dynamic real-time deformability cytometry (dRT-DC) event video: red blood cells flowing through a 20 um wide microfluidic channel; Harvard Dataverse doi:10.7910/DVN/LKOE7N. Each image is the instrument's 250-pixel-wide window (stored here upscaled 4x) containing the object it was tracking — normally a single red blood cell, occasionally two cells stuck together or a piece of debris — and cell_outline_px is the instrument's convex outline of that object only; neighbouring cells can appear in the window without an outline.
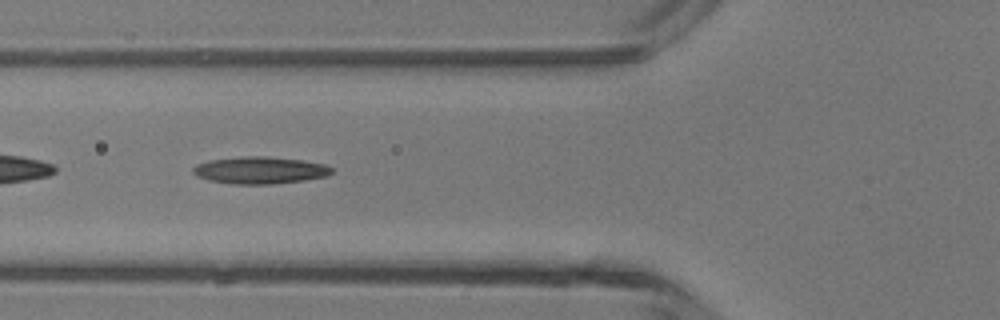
{"species": "common noctule bat (a hibernating species)", "species_latin": "Nyctalus noctula", "temperature_condition": "room temperature", "stored_images_in_passage": 43, "camera_frame_rate_fps": 3000, "um_per_image_px": 0.085, "animal": {"sex": "male", "body_mass_g": 13.3}, "frame": {"image": 1, "passage_image": 16, "time_ms": 5.0, "image_size_px": [1000, 320], "cell_outline_px": [[332, 172], [328, 176], [304, 180], [272, 184], [232, 184], [208, 180], [196, 176], [192, 172], [192, 168], [196, 164], [208, 160], [240, 156], [268, 156], [304, 160], [324, 164], [332, 168]], "centroid_in_image_um": [22.07, 14.46], "position_along_channel_um": 103.7, "area_um2": 22.14}}
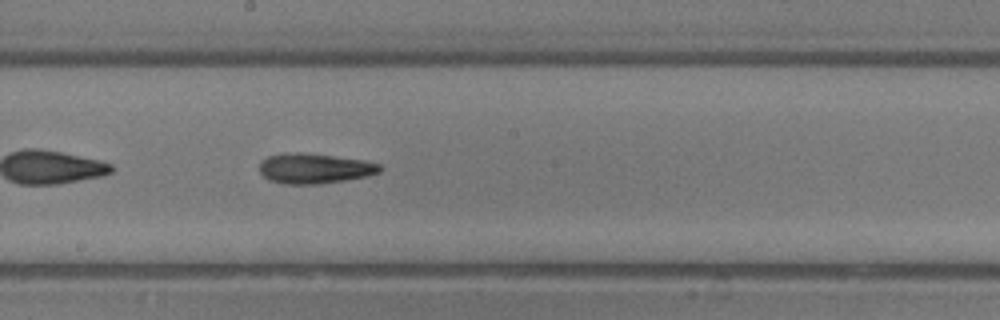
{"frame": {"image": 2, "passage_image": 24, "time_ms": 7.667, "image_size_px": [1000, 320], "cell_outline_px": [[384, 168], [380, 172], [368, 176], [344, 180], [316, 184], [284, 184], [268, 180], [260, 172], [260, 160], [268, 156], [284, 152], [300, 152], [368, 160], [380, 164]], "centroid_in_image_um": [26.75, 14.3], "position_along_channel_um": 221.5, "area_um2": 21.44}}
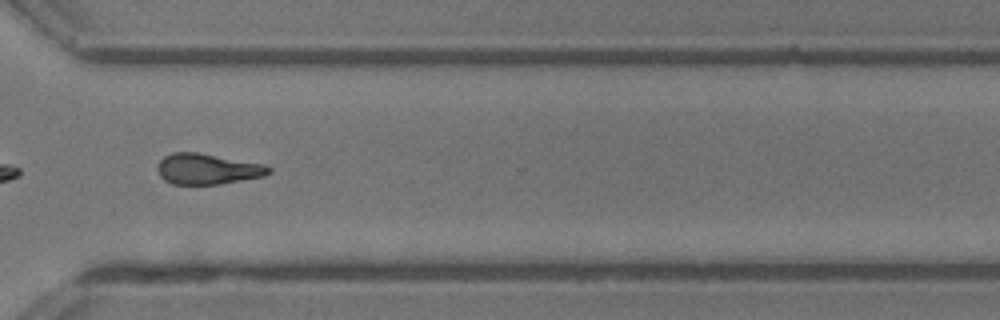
{"frame": {"image": 3, "passage_image": 33, "time_ms": 10.667, "image_size_px": [1000, 320], "cell_outline_px": [[272, 172], [264, 176], [220, 184], [172, 184], [164, 180], [160, 176], [156, 168], [160, 160], [164, 156], [172, 152], [196, 152], [264, 164], [272, 168]], "centroid_in_image_um": [17.62, 14.36], "position_along_channel_um": 353.0, "area_um2": 19.94}}